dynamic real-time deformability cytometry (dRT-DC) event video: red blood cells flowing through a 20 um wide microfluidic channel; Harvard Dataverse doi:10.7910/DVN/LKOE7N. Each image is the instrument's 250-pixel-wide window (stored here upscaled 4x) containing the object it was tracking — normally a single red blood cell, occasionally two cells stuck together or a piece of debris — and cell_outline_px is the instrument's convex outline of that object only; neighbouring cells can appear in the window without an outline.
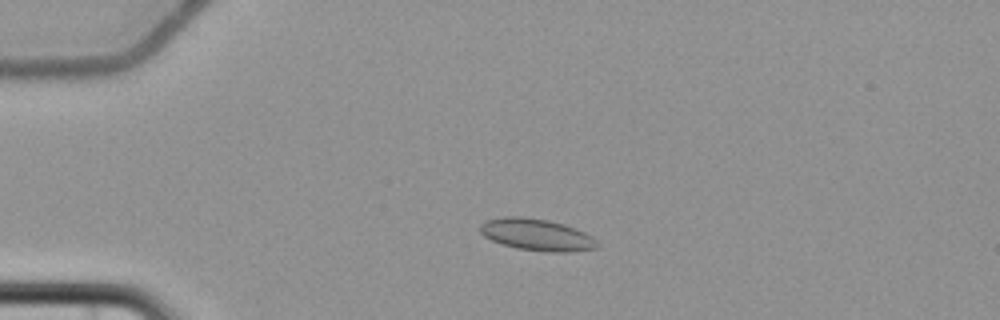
{"species": "common noctule bat (a hibernating species)", "species_latin": "Nyctalus noctula", "temperature_condition": "cold", "stored_images_in_passage": 5, "camera_frame_rate_fps": 3000, "um_per_image_px": 0.085, "animal": {"sex": "female", "body_mass_g": 22.7, "forearm_length_mm": 54.2}, "frame": {"image": 1, "passage_image": 4, "time_ms": 4.667, "image_size_px": [1000, 320], "cell_outline_px": [[600, 244], [596, 248], [572, 252], [548, 252], [516, 248], [500, 244], [484, 236], [480, 232], [480, 224], [488, 220], [504, 216], [524, 216], [548, 220], [564, 224], [584, 232], [592, 236]], "centroid_in_image_um": [45.63, 19.95], "position_along_channel_um": 39.4, "area_um2": 21.85}}